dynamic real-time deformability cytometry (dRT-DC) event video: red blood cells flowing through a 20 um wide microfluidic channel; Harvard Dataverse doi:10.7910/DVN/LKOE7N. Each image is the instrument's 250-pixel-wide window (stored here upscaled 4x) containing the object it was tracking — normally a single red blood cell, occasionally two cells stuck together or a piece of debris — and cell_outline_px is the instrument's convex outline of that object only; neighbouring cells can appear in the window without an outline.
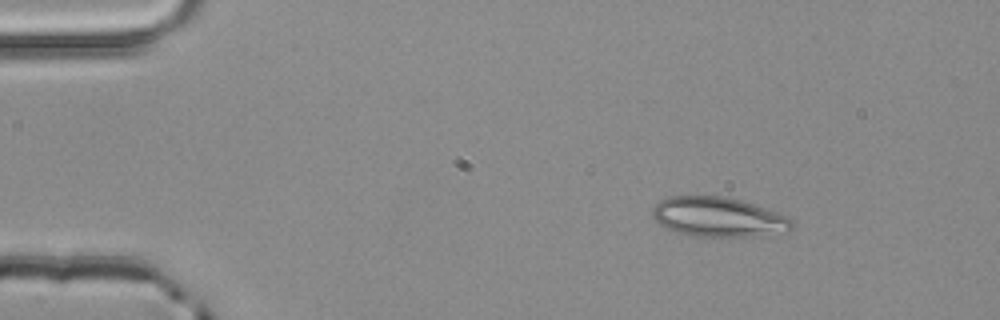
{"species": "common noctule bat (a hibernating species)", "species_latin": "Nyctalus noctula", "temperature_condition": "room temperature", "stored_images_in_passage": 3, "camera_frame_rate_fps": 3000, "um_per_image_px": 0.085, "animal": {"sex": "male", "body_mass_g": 20.4}, "frame": {"image": 1, "passage_image": 1, "time_ms": 0.0, "image_size_px": [1000, 320], "cell_outline_px": [[792, 228], [788, 232], [748, 236], [692, 236], [676, 232], [664, 228], [652, 216], [652, 208], [660, 200], [668, 196], [724, 196], [740, 200], [788, 216], [792, 220]], "centroid_in_image_um": [61.02, 18.44], "position_along_channel_um": 24.0, "area_um2": 32.14}}